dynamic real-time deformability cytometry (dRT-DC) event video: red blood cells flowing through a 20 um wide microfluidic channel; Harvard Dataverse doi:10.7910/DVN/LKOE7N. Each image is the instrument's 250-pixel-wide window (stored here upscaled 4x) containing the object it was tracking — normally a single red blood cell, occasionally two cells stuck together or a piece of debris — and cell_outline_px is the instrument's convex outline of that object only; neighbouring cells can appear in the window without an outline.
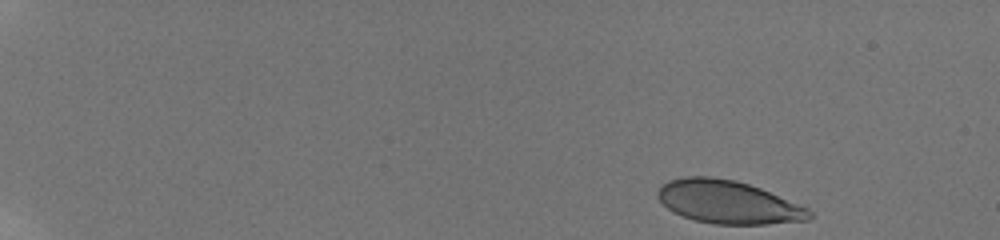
{"species": "human", "species_latin": "Homo sapiens", "temperature_condition": "room temperature", "stored_images_in_passage": 49, "camera_frame_rate_fps": 3000, "um_per_image_px": 0.085, "donor": {"sex": "male"}, "frame": {"image": 1, "passage_image": 1, "time_ms": 0.0, "image_size_px": [1000, 240], "cell_outline_px": [[812, 216], [808, 220], [764, 224], [716, 224], [696, 220], [684, 216], [668, 208], [656, 196], [656, 192], [668, 180], [684, 176], [708, 176], [736, 180], [760, 188], [808, 208], [812, 212]], "centroid_in_image_um": [61.88, 17.17], "position_along_channel_um": 23.1, "area_um2": 37.69}}
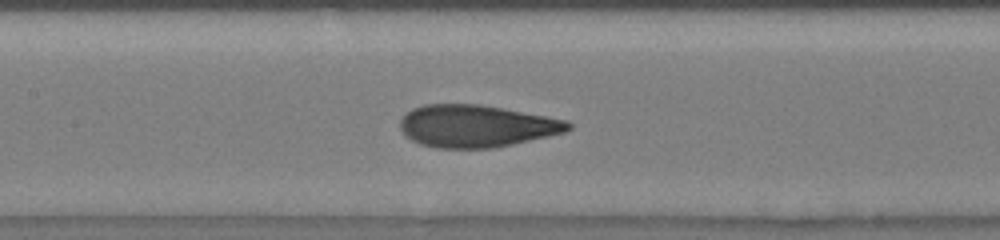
{"frame": {"image": 2, "passage_image": 25, "time_ms": 8.0, "image_size_px": [1000, 240], "cell_outline_px": [[572, 128], [564, 132], [548, 136], [512, 144], [492, 148], [436, 148], [420, 144], [404, 136], [400, 128], [400, 120], [412, 108], [424, 104], [480, 104], [568, 120], [572, 124]], "centroid_in_image_um": [40.47, 10.71], "position_along_channel_um": 166.9, "area_um2": 41.38}}
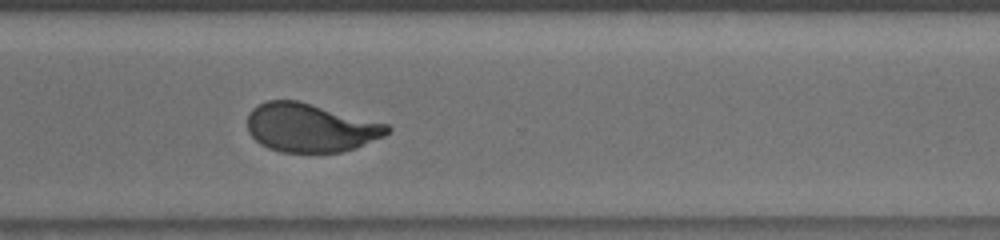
{"frame": {"image": 3, "passage_image": 39, "time_ms": 12.667, "image_size_px": [1000, 240], "cell_outline_px": [[392, 128], [384, 136], [356, 148], [340, 152], [280, 152], [268, 148], [260, 144], [248, 132], [248, 112], [252, 108], [268, 100], [300, 100], [388, 124]], "centroid_in_image_um": [26.38, 10.85], "position_along_channel_um": 344.2, "area_um2": 39.82}, "authors_computed_cell_mechanics": {"area_um2": 40.171, "velocity_mm_per_s": 3.8071, "shape_relaxation_time_tau1_ms": 5.2031, "shape_relaxation_time_tau2_ms": null, "deformation_change_tau1": 0.1976, "deformation_change_tau2": null}}